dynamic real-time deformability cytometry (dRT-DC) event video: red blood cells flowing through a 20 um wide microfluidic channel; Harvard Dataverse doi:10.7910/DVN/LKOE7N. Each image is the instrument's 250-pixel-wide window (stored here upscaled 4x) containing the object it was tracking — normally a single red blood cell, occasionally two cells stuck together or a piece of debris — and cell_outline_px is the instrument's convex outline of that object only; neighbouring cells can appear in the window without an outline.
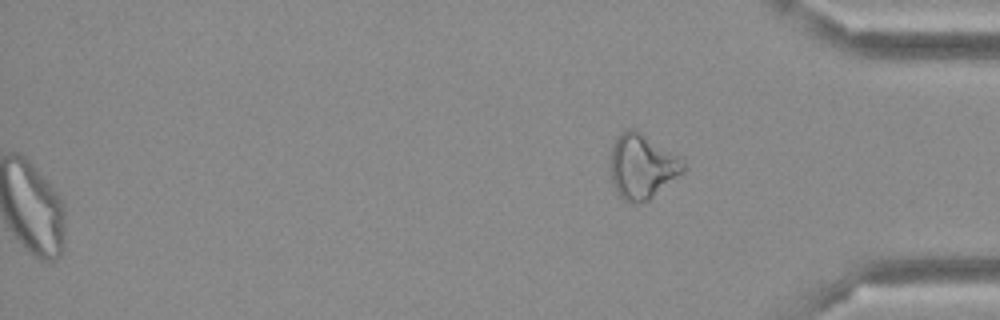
{"species": "Egyptian fruit bat (a non-hibernating species)", "species_latin": "Rousettus aegyptiacus", "temperature_condition": "cold", "stored_images_in_passage": 48, "segment_of_instrument_passage": [2, 2], "camera_frame_rate_fps": 3000, "um_per_image_px": 0.085, "frame": {"image": 1, "passage_image": 48, "time_ms": 15.667, "image_size_px": [1000, 320], "cell_outline_px": [[684, 172], [648, 200], [640, 204], [632, 204], [624, 200], [616, 192], [608, 168], [608, 164], [612, 148], [620, 132], [628, 128], [636, 128], [684, 156]], "centroid_in_image_um": [54.59, 14.1], "position_along_channel_um": 380.6, "area_um2": 28.5}}